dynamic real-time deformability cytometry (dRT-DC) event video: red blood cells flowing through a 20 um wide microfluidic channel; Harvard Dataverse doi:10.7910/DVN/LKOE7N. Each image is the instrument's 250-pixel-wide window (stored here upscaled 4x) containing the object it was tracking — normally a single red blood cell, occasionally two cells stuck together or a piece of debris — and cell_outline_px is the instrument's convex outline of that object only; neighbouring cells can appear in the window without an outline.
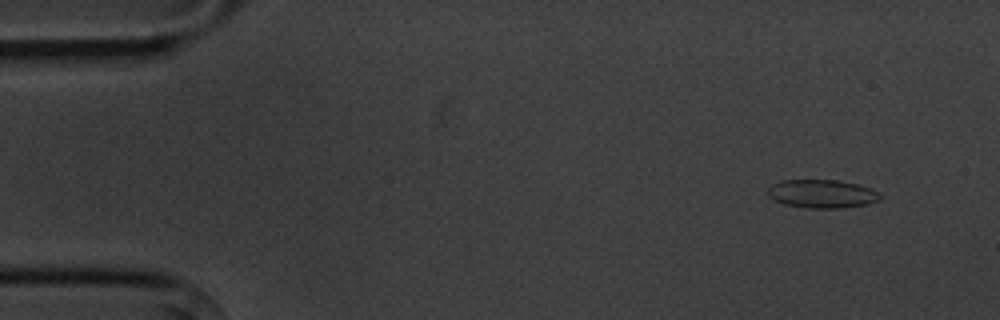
{"species": "common noctule bat (a hibernating species)", "species_latin": "Nyctalus noctula", "temperature_condition": "cold", "stored_images_in_passage": 4, "camera_frame_rate_fps": 3000, "um_per_image_px": 0.085, "animal": {"sex": "male", "body_mass_g": 20.1, "forearm_length_mm": 53.5}, "frame": {"image": 1, "passage_image": 1, "time_ms": 0.0, "image_size_px": [1000, 320], "cell_outline_px": [[880, 200], [868, 204], [840, 208], [808, 208], [784, 204], [768, 196], [768, 188], [772, 184], [780, 180], [836, 180], [856, 184], [868, 188], [876, 192], [880, 196]], "centroid_in_image_um": [69.83, 16.47], "position_along_channel_um": 15.2, "area_um2": 18.38}}